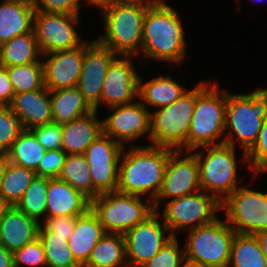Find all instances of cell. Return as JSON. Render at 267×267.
<instances>
[{"mask_svg": "<svg viewBox=\"0 0 267 267\" xmlns=\"http://www.w3.org/2000/svg\"><path fill=\"white\" fill-rule=\"evenodd\" d=\"M187 91L179 82L173 80L170 75L159 74V76L145 83L139 77L138 98L146 108H148L147 105L156 108L168 106Z\"/></svg>", "mask_w": 267, "mask_h": 267, "instance_id": "27", "label": "cell"}, {"mask_svg": "<svg viewBox=\"0 0 267 267\" xmlns=\"http://www.w3.org/2000/svg\"><path fill=\"white\" fill-rule=\"evenodd\" d=\"M267 267L259 240L253 234L236 233L228 267Z\"/></svg>", "mask_w": 267, "mask_h": 267, "instance_id": "31", "label": "cell"}, {"mask_svg": "<svg viewBox=\"0 0 267 267\" xmlns=\"http://www.w3.org/2000/svg\"><path fill=\"white\" fill-rule=\"evenodd\" d=\"M65 157L66 153L62 149L47 150L35 170L36 176L58 178L62 170Z\"/></svg>", "mask_w": 267, "mask_h": 267, "instance_id": "41", "label": "cell"}, {"mask_svg": "<svg viewBox=\"0 0 267 267\" xmlns=\"http://www.w3.org/2000/svg\"><path fill=\"white\" fill-rule=\"evenodd\" d=\"M35 11L80 15L81 0H33Z\"/></svg>", "mask_w": 267, "mask_h": 267, "instance_id": "43", "label": "cell"}, {"mask_svg": "<svg viewBox=\"0 0 267 267\" xmlns=\"http://www.w3.org/2000/svg\"><path fill=\"white\" fill-rule=\"evenodd\" d=\"M180 267H211V266L184 257Z\"/></svg>", "mask_w": 267, "mask_h": 267, "instance_id": "50", "label": "cell"}, {"mask_svg": "<svg viewBox=\"0 0 267 267\" xmlns=\"http://www.w3.org/2000/svg\"><path fill=\"white\" fill-rule=\"evenodd\" d=\"M117 55L97 39L86 41L77 88L96 111L101 104L102 85L112 60Z\"/></svg>", "mask_w": 267, "mask_h": 267, "instance_id": "16", "label": "cell"}, {"mask_svg": "<svg viewBox=\"0 0 267 267\" xmlns=\"http://www.w3.org/2000/svg\"><path fill=\"white\" fill-rule=\"evenodd\" d=\"M38 238L43 244L47 267H81L68 247V240L48 232L41 224Z\"/></svg>", "mask_w": 267, "mask_h": 267, "instance_id": "34", "label": "cell"}, {"mask_svg": "<svg viewBox=\"0 0 267 267\" xmlns=\"http://www.w3.org/2000/svg\"><path fill=\"white\" fill-rule=\"evenodd\" d=\"M193 154L197 158L201 192L213 195L222 203L230 194L238 188L236 151L233 146L222 143L201 147Z\"/></svg>", "mask_w": 267, "mask_h": 267, "instance_id": "7", "label": "cell"}, {"mask_svg": "<svg viewBox=\"0 0 267 267\" xmlns=\"http://www.w3.org/2000/svg\"><path fill=\"white\" fill-rule=\"evenodd\" d=\"M226 222L239 234H253L267 229V194L239 186L222 203Z\"/></svg>", "mask_w": 267, "mask_h": 267, "instance_id": "10", "label": "cell"}, {"mask_svg": "<svg viewBox=\"0 0 267 267\" xmlns=\"http://www.w3.org/2000/svg\"><path fill=\"white\" fill-rule=\"evenodd\" d=\"M37 141L46 150H58L62 147V125L49 123L39 125L30 129Z\"/></svg>", "mask_w": 267, "mask_h": 267, "instance_id": "42", "label": "cell"}, {"mask_svg": "<svg viewBox=\"0 0 267 267\" xmlns=\"http://www.w3.org/2000/svg\"><path fill=\"white\" fill-rule=\"evenodd\" d=\"M161 215L172 236L181 229H193L216 219L221 203L205 191L169 200Z\"/></svg>", "mask_w": 267, "mask_h": 267, "instance_id": "11", "label": "cell"}, {"mask_svg": "<svg viewBox=\"0 0 267 267\" xmlns=\"http://www.w3.org/2000/svg\"><path fill=\"white\" fill-rule=\"evenodd\" d=\"M88 3L93 4V6H98L100 9H104L108 6L121 4V3H128L135 0H86Z\"/></svg>", "mask_w": 267, "mask_h": 267, "instance_id": "47", "label": "cell"}, {"mask_svg": "<svg viewBox=\"0 0 267 267\" xmlns=\"http://www.w3.org/2000/svg\"><path fill=\"white\" fill-rule=\"evenodd\" d=\"M112 114L102 120L103 133L121 146L147 134L150 139V112L141 101L111 106ZM149 132V133H148Z\"/></svg>", "mask_w": 267, "mask_h": 267, "instance_id": "17", "label": "cell"}, {"mask_svg": "<svg viewBox=\"0 0 267 267\" xmlns=\"http://www.w3.org/2000/svg\"><path fill=\"white\" fill-rule=\"evenodd\" d=\"M50 98L55 124L63 125L94 111L77 87L50 91Z\"/></svg>", "mask_w": 267, "mask_h": 267, "instance_id": "26", "label": "cell"}, {"mask_svg": "<svg viewBox=\"0 0 267 267\" xmlns=\"http://www.w3.org/2000/svg\"><path fill=\"white\" fill-rule=\"evenodd\" d=\"M14 94L7 69L0 66V105L9 106L13 100Z\"/></svg>", "mask_w": 267, "mask_h": 267, "instance_id": "45", "label": "cell"}, {"mask_svg": "<svg viewBox=\"0 0 267 267\" xmlns=\"http://www.w3.org/2000/svg\"><path fill=\"white\" fill-rule=\"evenodd\" d=\"M182 153L174 150L169 155L161 189L152 202L154 211H158L162 199L172 200L201 191L197 158L191 151L181 158Z\"/></svg>", "mask_w": 267, "mask_h": 267, "instance_id": "15", "label": "cell"}, {"mask_svg": "<svg viewBox=\"0 0 267 267\" xmlns=\"http://www.w3.org/2000/svg\"><path fill=\"white\" fill-rule=\"evenodd\" d=\"M184 34L178 12L163 0H155L147 8L143 20L141 50L144 58L181 64L187 53Z\"/></svg>", "mask_w": 267, "mask_h": 267, "instance_id": "2", "label": "cell"}, {"mask_svg": "<svg viewBox=\"0 0 267 267\" xmlns=\"http://www.w3.org/2000/svg\"><path fill=\"white\" fill-rule=\"evenodd\" d=\"M147 199V200H146ZM118 191L102 193L91 201L106 233L125 234L154 212L152 201Z\"/></svg>", "mask_w": 267, "mask_h": 267, "instance_id": "8", "label": "cell"}, {"mask_svg": "<svg viewBox=\"0 0 267 267\" xmlns=\"http://www.w3.org/2000/svg\"><path fill=\"white\" fill-rule=\"evenodd\" d=\"M255 236L259 240L262 252L267 260V229L257 232Z\"/></svg>", "mask_w": 267, "mask_h": 267, "instance_id": "48", "label": "cell"}, {"mask_svg": "<svg viewBox=\"0 0 267 267\" xmlns=\"http://www.w3.org/2000/svg\"><path fill=\"white\" fill-rule=\"evenodd\" d=\"M6 162H7L6 153L0 152V177L2 175V172H3V169H4Z\"/></svg>", "mask_w": 267, "mask_h": 267, "instance_id": "51", "label": "cell"}, {"mask_svg": "<svg viewBox=\"0 0 267 267\" xmlns=\"http://www.w3.org/2000/svg\"><path fill=\"white\" fill-rule=\"evenodd\" d=\"M33 0H4L0 5V46L33 30Z\"/></svg>", "mask_w": 267, "mask_h": 267, "instance_id": "25", "label": "cell"}, {"mask_svg": "<svg viewBox=\"0 0 267 267\" xmlns=\"http://www.w3.org/2000/svg\"><path fill=\"white\" fill-rule=\"evenodd\" d=\"M44 219L43 223L40 224L55 236L68 240L74 231L76 216L44 217Z\"/></svg>", "mask_w": 267, "mask_h": 267, "instance_id": "44", "label": "cell"}, {"mask_svg": "<svg viewBox=\"0 0 267 267\" xmlns=\"http://www.w3.org/2000/svg\"><path fill=\"white\" fill-rule=\"evenodd\" d=\"M246 159L255 175L267 170V118L263 121L256 143L246 153Z\"/></svg>", "mask_w": 267, "mask_h": 267, "instance_id": "40", "label": "cell"}, {"mask_svg": "<svg viewBox=\"0 0 267 267\" xmlns=\"http://www.w3.org/2000/svg\"><path fill=\"white\" fill-rule=\"evenodd\" d=\"M125 147L102 133L86 149L84 155L93 182V199L118 187L119 160Z\"/></svg>", "mask_w": 267, "mask_h": 267, "instance_id": "12", "label": "cell"}, {"mask_svg": "<svg viewBox=\"0 0 267 267\" xmlns=\"http://www.w3.org/2000/svg\"><path fill=\"white\" fill-rule=\"evenodd\" d=\"M9 106L13 113L20 116L25 129L52 123L50 91L45 86L14 94Z\"/></svg>", "mask_w": 267, "mask_h": 267, "instance_id": "21", "label": "cell"}, {"mask_svg": "<svg viewBox=\"0 0 267 267\" xmlns=\"http://www.w3.org/2000/svg\"><path fill=\"white\" fill-rule=\"evenodd\" d=\"M132 58L117 55L108 67L101 93V103L108 108L134 102L138 97L140 76L134 70Z\"/></svg>", "mask_w": 267, "mask_h": 267, "instance_id": "18", "label": "cell"}, {"mask_svg": "<svg viewBox=\"0 0 267 267\" xmlns=\"http://www.w3.org/2000/svg\"><path fill=\"white\" fill-rule=\"evenodd\" d=\"M236 232L218 217L190 229L184 247L185 257L211 267H228Z\"/></svg>", "mask_w": 267, "mask_h": 267, "instance_id": "9", "label": "cell"}, {"mask_svg": "<svg viewBox=\"0 0 267 267\" xmlns=\"http://www.w3.org/2000/svg\"><path fill=\"white\" fill-rule=\"evenodd\" d=\"M119 160L118 187L123 194L157 197L164 178L169 155L174 149L155 145H130Z\"/></svg>", "mask_w": 267, "mask_h": 267, "instance_id": "1", "label": "cell"}, {"mask_svg": "<svg viewBox=\"0 0 267 267\" xmlns=\"http://www.w3.org/2000/svg\"><path fill=\"white\" fill-rule=\"evenodd\" d=\"M83 267H128L124 235L105 233Z\"/></svg>", "mask_w": 267, "mask_h": 267, "instance_id": "29", "label": "cell"}, {"mask_svg": "<svg viewBox=\"0 0 267 267\" xmlns=\"http://www.w3.org/2000/svg\"><path fill=\"white\" fill-rule=\"evenodd\" d=\"M155 0H135L108 6L102 10L105 34L100 43L116 55L136 56L142 47L143 20Z\"/></svg>", "mask_w": 267, "mask_h": 267, "instance_id": "3", "label": "cell"}, {"mask_svg": "<svg viewBox=\"0 0 267 267\" xmlns=\"http://www.w3.org/2000/svg\"><path fill=\"white\" fill-rule=\"evenodd\" d=\"M227 92L217 84L202 82L196 86V104L187 140V152L225 142ZM218 139V142H217Z\"/></svg>", "mask_w": 267, "mask_h": 267, "instance_id": "4", "label": "cell"}, {"mask_svg": "<svg viewBox=\"0 0 267 267\" xmlns=\"http://www.w3.org/2000/svg\"><path fill=\"white\" fill-rule=\"evenodd\" d=\"M48 190V178L35 176L30 185L22 195L16 207L23 211L28 217H31L41 223V218L46 217V195Z\"/></svg>", "mask_w": 267, "mask_h": 267, "instance_id": "35", "label": "cell"}, {"mask_svg": "<svg viewBox=\"0 0 267 267\" xmlns=\"http://www.w3.org/2000/svg\"><path fill=\"white\" fill-rule=\"evenodd\" d=\"M79 17L63 13L34 12L33 30L42 55L73 49L86 42L80 39L75 28Z\"/></svg>", "mask_w": 267, "mask_h": 267, "instance_id": "13", "label": "cell"}, {"mask_svg": "<svg viewBox=\"0 0 267 267\" xmlns=\"http://www.w3.org/2000/svg\"><path fill=\"white\" fill-rule=\"evenodd\" d=\"M39 227L37 220L11 206L0 221V245L11 252L21 249L38 238Z\"/></svg>", "mask_w": 267, "mask_h": 267, "instance_id": "22", "label": "cell"}, {"mask_svg": "<svg viewBox=\"0 0 267 267\" xmlns=\"http://www.w3.org/2000/svg\"><path fill=\"white\" fill-rule=\"evenodd\" d=\"M266 118L267 92L264 89L259 88L249 94L227 93L225 130H229V133L223 138L224 143L236 148L235 144L239 141L243 147L242 160L246 163V153L256 143ZM232 133L236 138H233Z\"/></svg>", "mask_w": 267, "mask_h": 267, "instance_id": "5", "label": "cell"}, {"mask_svg": "<svg viewBox=\"0 0 267 267\" xmlns=\"http://www.w3.org/2000/svg\"><path fill=\"white\" fill-rule=\"evenodd\" d=\"M11 204L0 195V221L6 214V212L11 208Z\"/></svg>", "mask_w": 267, "mask_h": 267, "instance_id": "49", "label": "cell"}, {"mask_svg": "<svg viewBox=\"0 0 267 267\" xmlns=\"http://www.w3.org/2000/svg\"><path fill=\"white\" fill-rule=\"evenodd\" d=\"M14 267H19L22 264L30 267L46 266L44 247L39 238L25 244L21 249L13 252Z\"/></svg>", "mask_w": 267, "mask_h": 267, "instance_id": "39", "label": "cell"}, {"mask_svg": "<svg viewBox=\"0 0 267 267\" xmlns=\"http://www.w3.org/2000/svg\"><path fill=\"white\" fill-rule=\"evenodd\" d=\"M83 49L84 44L43 55V58L47 59H42L44 86L49 91L77 86L82 68Z\"/></svg>", "mask_w": 267, "mask_h": 267, "instance_id": "19", "label": "cell"}, {"mask_svg": "<svg viewBox=\"0 0 267 267\" xmlns=\"http://www.w3.org/2000/svg\"><path fill=\"white\" fill-rule=\"evenodd\" d=\"M58 178L67 182L90 201L93 200V182L84 154L66 155Z\"/></svg>", "mask_w": 267, "mask_h": 267, "instance_id": "33", "label": "cell"}, {"mask_svg": "<svg viewBox=\"0 0 267 267\" xmlns=\"http://www.w3.org/2000/svg\"><path fill=\"white\" fill-rule=\"evenodd\" d=\"M46 151L34 133L30 129H24L6 152V156L7 161L35 171Z\"/></svg>", "mask_w": 267, "mask_h": 267, "instance_id": "30", "label": "cell"}, {"mask_svg": "<svg viewBox=\"0 0 267 267\" xmlns=\"http://www.w3.org/2000/svg\"><path fill=\"white\" fill-rule=\"evenodd\" d=\"M24 129L20 116L0 105V152L6 153Z\"/></svg>", "mask_w": 267, "mask_h": 267, "instance_id": "37", "label": "cell"}, {"mask_svg": "<svg viewBox=\"0 0 267 267\" xmlns=\"http://www.w3.org/2000/svg\"><path fill=\"white\" fill-rule=\"evenodd\" d=\"M96 110L62 125V147L66 155L84 154L89 145L103 133Z\"/></svg>", "mask_w": 267, "mask_h": 267, "instance_id": "24", "label": "cell"}, {"mask_svg": "<svg viewBox=\"0 0 267 267\" xmlns=\"http://www.w3.org/2000/svg\"><path fill=\"white\" fill-rule=\"evenodd\" d=\"M105 233L97 214L91 208L76 216L75 228L68 239V247L81 267L87 263L91 251Z\"/></svg>", "mask_w": 267, "mask_h": 267, "instance_id": "23", "label": "cell"}, {"mask_svg": "<svg viewBox=\"0 0 267 267\" xmlns=\"http://www.w3.org/2000/svg\"><path fill=\"white\" fill-rule=\"evenodd\" d=\"M5 68L15 94L38 90L44 86L42 62Z\"/></svg>", "mask_w": 267, "mask_h": 267, "instance_id": "36", "label": "cell"}, {"mask_svg": "<svg viewBox=\"0 0 267 267\" xmlns=\"http://www.w3.org/2000/svg\"><path fill=\"white\" fill-rule=\"evenodd\" d=\"M43 56L37 43L34 30L16 36L0 46V66L12 67L39 61Z\"/></svg>", "mask_w": 267, "mask_h": 267, "instance_id": "28", "label": "cell"}, {"mask_svg": "<svg viewBox=\"0 0 267 267\" xmlns=\"http://www.w3.org/2000/svg\"><path fill=\"white\" fill-rule=\"evenodd\" d=\"M35 176L34 170L7 161L0 177V195L16 206Z\"/></svg>", "mask_w": 267, "mask_h": 267, "instance_id": "32", "label": "cell"}, {"mask_svg": "<svg viewBox=\"0 0 267 267\" xmlns=\"http://www.w3.org/2000/svg\"><path fill=\"white\" fill-rule=\"evenodd\" d=\"M158 211H154L143 222L124 234L128 267H140L155 256L174 236L164 222H159ZM166 233V234H165Z\"/></svg>", "mask_w": 267, "mask_h": 267, "instance_id": "14", "label": "cell"}, {"mask_svg": "<svg viewBox=\"0 0 267 267\" xmlns=\"http://www.w3.org/2000/svg\"><path fill=\"white\" fill-rule=\"evenodd\" d=\"M46 217L80 216L91 208V201L59 178H48Z\"/></svg>", "mask_w": 267, "mask_h": 267, "instance_id": "20", "label": "cell"}, {"mask_svg": "<svg viewBox=\"0 0 267 267\" xmlns=\"http://www.w3.org/2000/svg\"><path fill=\"white\" fill-rule=\"evenodd\" d=\"M174 236L162 249L140 267H180L185 257L184 248L179 249V243Z\"/></svg>", "mask_w": 267, "mask_h": 267, "instance_id": "38", "label": "cell"}, {"mask_svg": "<svg viewBox=\"0 0 267 267\" xmlns=\"http://www.w3.org/2000/svg\"><path fill=\"white\" fill-rule=\"evenodd\" d=\"M0 267H14L13 252L0 245Z\"/></svg>", "mask_w": 267, "mask_h": 267, "instance_id": "46", "label": "cell"}, {"mask_svg": "<svg viewBox=\"0 0 267 267\" xmlns=\"http://www.w3.org/2000/svg\"><path fill=\"white\" fill-rule=\"evenodd\" d=\"M195 104L196 87L188 89L170 105L150 112L151 145L187 152V140Z\"/></svg>", "mask_w": 267, "mask_h": 267, "instance_id": "6", "label": "cell"}]
</instances>
